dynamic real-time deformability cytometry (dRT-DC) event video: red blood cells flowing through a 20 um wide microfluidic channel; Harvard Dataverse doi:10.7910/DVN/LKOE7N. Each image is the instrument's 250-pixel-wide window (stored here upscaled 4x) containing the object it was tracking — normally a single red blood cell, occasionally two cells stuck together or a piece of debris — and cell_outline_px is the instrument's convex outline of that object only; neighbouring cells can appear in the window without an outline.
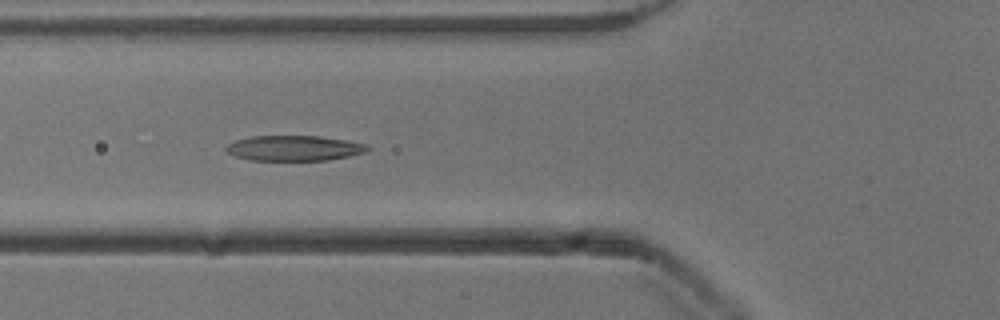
{"species": "common noctule bat (a hibernating species)", "species_latin": "Nyctalus noctula", "temperature_condition": "cold", "stored_images_in_passage": 22, "camera_frame_rate_fps": 3000, "um_per_image_px": 0.085, "animal": {"sex": "male", "body_mass_g": 13.3}, "frame": {"image": 1, "passage_image": 6, "time_ms": 1.667, "image_size_px": [1000, 320], "cell_outline_px": [[372, 148], [364, 152], [348, 156], [328, 160], [252, 160], [236, 156], [228, 152], [224, 148], [228, 144], [236, 140], [252, 136], [320, 136], [348, 140], [368, 144]], "centroid_in_image_um": [25.04, 12.58], "position_along_channel_um": 100.8, "area_um2": 20.81}}
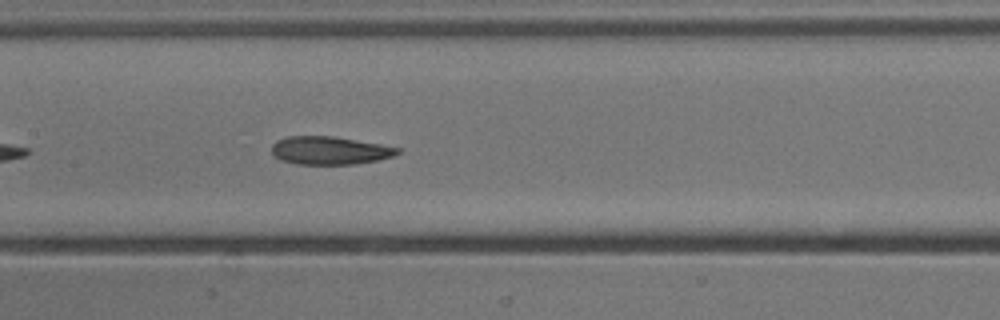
{"frame": {"image": 2, "passage_image": 12, "time_ms": 3.667, "image_size_px": [1000, 320], "cell_outline_px": [[400, 152], [392, 156], [376, 160], [352, 164], [296, 164], [280, 160], [272, 152], [272, 144], [276, 140], [288, 136], [332, 136], [380, 144], [400, 148]], "centroid_in_image_um": [27.99, 12.78], "position_along_channel_um": 179.4, "area_um2": 20.4}}
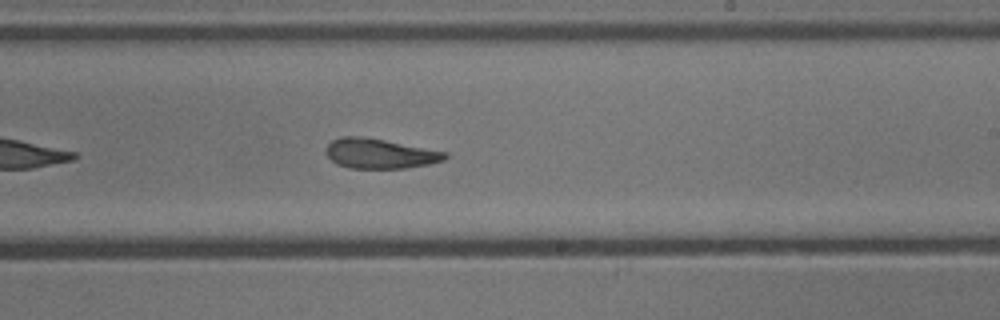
{"frame": {"image": 3, "passage_image": 18, "time_ms": 5.667, "image_size_px": [1000, 320], "cell_outline_px": [[448, 156], [444, 160], [428, 164], [404, 168], [348, 168], [336, 164], [328, 156], [328, 144], [332, 140], [340, 136], [356, 136], [384, 140], [448, 152]], "centroid_in_image_um": [32.3, 13.06], "position_along_channel_um": 256.7, "area_um2": 20.46}}